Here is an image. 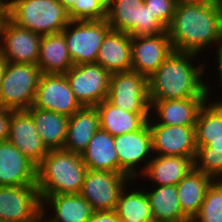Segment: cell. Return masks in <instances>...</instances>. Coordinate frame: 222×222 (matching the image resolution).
Returning <instances> with one entry per match:
<instances>
[{
	"label": "cell",
	"instance_id": "cell-11",
	"mask_svg": "<svg viewBox=\"0 0 222 222\" xmlns=\"http://www.w3.org/2000/svg\"><path fill=\"white\" fill-rule=\"evenodd\" d=\"M41 207L36 185L0 186V221L41 222Z\"/></svg>",
	"mask_w": 222,
	"mask_h": 222
},
{
	"label": "cell",
	"instance_id": "cell-1",
	"mask_svg": "<svg viewBox=\"0 0 222 222\" xmlns=\"http://www.w3.org/2000/svg\"><path fill=\"white\" fill-rule=\"evenodd\" d=\"M167 33L173 50L206 59L222 47V0L177 2Z\"/></svg>",
	"mask_w": 222,
	"mask_h": 222
},
{
	"label": "cell",
	"instance_id": "cell-13",
	"mask_svg": "<svg viewBox=\"0 0 222 222\" xmlns=\"http://www.w3.org/2000/svg\"><path fill=\"white\" fill-rule=\"evenodd\" d=\"M32 106L69 117L82 108L65 74H41Z\"/></svg>",
	"mask_w": 222,
	"mask_h": 222
},
{
	"label": "cell",
	"instance_id": "cell-39",
	"mask_svg": "<svg viewBox=\"0 0 222 222\" xmlns=\"http://www.w3.org/2000/svg\"><path fill=\"white\" fill-rule=\"evenodd\" d=\"M10 0H0V28L9 20Z\"/></svg>",
	"mask_w": 222,
	"mask_h": 222
},
{
	"label": "cell",
	"instance_id": "cell-20",
	"mask_svg": "<svg viewBox=\"0 0 222 222\" xmlns=\"http://www.w3.org/2000/svg\"><path fill=\"white\" fill-rule=\"evenodd\" d=\"M193 168L192 157L154 155L144 173L135 181L141 183L140 186H176Z\"/></svg>",
	"mask_w": 222,
	"mask_h": 222
},
{
	"label": "cell",
	"instance_id": "cell-34",
	"mask_svg": "<svg viewBox=\"0 0 222 222\" xmlns=\"http://www.w3.org/2000/svg\"><path fill=\"white\" fill-rule=\"evenodd\" d=\"M194 168L214 180H222V154L210 153L208 146H197Z\"/></svg>",
	"mask_w": 222,
	"mask_h": 222
},
{
	"label": "cell",
	"instance_id": "cell-23",
	"mask_svg": "<svg viewBox=\"0 0 222 222\" xmlns=\"http://www.w3.org/2000/svg\"><path fill=\"white\" fill-rule=\"evenodd\" d=\"M99 128L97 109L95 107H82L69 117L63 150L81 154Z\"/></svg>",
	"mask_w": 222,
	"mask_h": 222
},
{
	"label": "cell",
	"instance_id": "cell-27",
	"mask_svg": "<svg viewBox=\"0 0 222 222\" xmlns=\"http://www.w3.org/2000/svg\"><path fill=\"white\" fill-rule=\"evenodd\" d=\"M115 211L121 222L154 221L146 191L135 180L121 191Z\"/></svg>",
	"mask_w": 222,
	"mask_h": 222
},
{
	"label": "cell",
	"instance_id": "cell-26",
	"mask_svg": "<svg viewBox=\"0 0 222 222\" xmlns=\"http://www.w3.org/2000/svg\"><path fill=\"white\" fill-rule=\"evenodd\" d=\"M73 65L62 32L42 35L37 62L42 74H65Z\"/></svg>",
	"mask_w": 222,
	"mask_h": 222
},
{
	"label": "cell",
	"instance_id": "cell-31",
	"mask_svg": "<svg viewBox=\"0 0 222 222\" xmlns=\"http://www.w3.org/2000/svg\"><path fill=\"white\" fill-rule=\"evenodd\" d=\"M214 181L208 175L193 168L177 185L182 212L193 219L199 212L206 192Z\"/></svg>",
	"mask_w": 222,
	"mask_h": 222
},
{
	"label": "cell",
	"instance_id": "cell-43",
	"mask_svg": "<svg viewBox=\"0 0 222 222\" xmlns=\"http://www.w3.org/2000/svg\"><path fill=\"white\" fill-rule=\"evenodd\" d=\"M181 1H201V0H177V2H181Z\"/></svg>",
	"mask_w": 222,
	"mask_h": 222
},
{
	"label": "cell",
	"instance_id": "cell-9",
	"mask_svg": "<svg viewBox=\"0 0 222 222\" xmlns=\"http://www.w3.org/2000/svg\"><path fill=\"white\" fill-rule=\"evenodd\" d=\"M107 100L134 113H150L148 78L136 71L112 73Z\"/></svg>",
	"mask_w": 222,
	"mask_h": 222
},
{
	"label": "cell",
	"instance_id": "cell-19",
	"mask_svg": "<svg viewBox=\"0 0 222 222\" xmlns=\"http://www.w3.org/2000/svg\"><path fill=\"white\" fill-rule=\"evenodd\" d=\"M7 140L36 166L49 152L39 136L32 116L26 110L13 112Z\"/></svg>",
	"mask_w": 222,
	"mask_h": 222
},
{
	"label": "cell",
	"instance_id": "cell-4",
	"mask_svg": "<svg viewBox=\"0 0 222 222\" xmlns=\"http://www.w3.org/2000/svg\"><path fill=\"white\" fill-rule=\"evenodd\" d=\"M9 19L40 35L59 33L71 21L59 0H10Z\"/></svg>",
	"mask_w": 222,
	"mask_h": 222
},
{
	"label": "cell",
	"instance_id": "cell-10",
	"mask_svg": "<svg viewBox=\"0 0 222 222\" xmlns=\"http://www.w3.org/2000/svg\"><path fill=\"white\" fill-rule=\"evenodd\" d=\"M65 75L82 107H95L107 99L111 74L100 64L73 65Z\"/></svg>",
	"mask_w": 222,
	"mask_h": 222
},
{
	"label": "cell",
	"instance_id": "cell-37",
	"mask_svg": "<svg viewBox=\"0 0 222 222\" xmlns=\"http://www.w3.org/2000/svg\"><path fill=\"white\" fill-rule=\"evenodd\" d=\"M15 110L0 106V142L7 141L11 117Z\"/></svg>",
	"mask_w": 222,
	"mask_h": 222
},
{
	"label": "cell",
	"instance_id": "cell-14",
	"mask_svg": "<svg viewBox=\"0 0 222 222\" xmlns=\"http://www.w3.org/2000/svg\"><path fill=\"white\" fill-rule=\"evenodd\" d=\"M41 39L42 35L9 19L0 28V51L8 62L37 65Z\"/></svg>",
	"mask_w": 222,
	"mask_h": 222
},
{
	"label": "cell",
	"instance_id": "cell-42",
	"mask_svg": "<svg viewBox=\"0 0 222 222\" xmlns=\"http://www.w3.org/2000/svg\"><path fill=\"white\" fill-rule=\"evenodd\" d=\"M106 9L110 6L112 0H98Z\"/></svg>",
	"mask_w": 222,
	"mask_h": 222
},
{
	"label": "cell",
	"instance_id": "cell-38",
	"mask_svg": "<svg viewBox=\"0 0 222 222\" xmlns=\"http://www.w3.org/2000/svg\"><path fill=\"white\" fill-rule=\"evenodd\" d=\"M88 222H121L115 210L95 211Z\"/></svg>",
	"mask_w": 222,
	"mask_h": 222
},
{
	"label": "cell",
	"instance_id": "cell-24",
	"mask_svg": "<svg viewBox=\"0 0 222 222\" xmlns=\"http://www.w3.org/2000/svg\"><path fill=\"white\" fill-rule=\"evenodd\" d=\"M99 114L100 128L111 136H119L141 129L150 113H134L115 107L107 99L95 106Z\"/></svg>",
	"mask_w": 222,
	"mask_h": 222
},
{
	"label": "cell",
	"instance_id": "cell-36",
	"mask_svg": "<svg viewBox=\"0 0 222 222\" xmlns=\"http://www.w3.org/2000/svg\"><path fill=\"white\" fill-rule=\"evenodd\" d=\"M177 0H144V5L167 28L174 16Z\"/></svg>",
	"mask_w": 222,
	"mask_h": 222
},
{
	"label": "cell",
	"instance_id": "cell-41",
	"mask_svg": "<svg viewBox=\"0 0 222 222\" xmlns=\"http://www.w3.org/2000/svg\"><path fill=\"white\" fill-rule=\"evenodd\" d=\"M76 0H59V2L69 11L73 5L75 4Z\"/></svg>",
	"mask_w": 222,
	"mask_h": 222
},
{
	"label": "cell",
	"instance_id": "cell-35",
	"mask_svg": "<svg viewBox=\"0 0 222 222\" xmlns=\"http://www.w3.org/2000/svg\"><path fill=\"white\" fill-rule=\"evenodd\" d=\"M68 15L74 21H97L106 19V8L98 0H76Z\"/></svg>",
	"mask_w": 222,
	"mask_h": 222
},
{
	"label": "cell",
	"instance_id": "cell-40",
	"mask_svg": "<svg viewBox=\"0 0 222 222\" xmlns=\"http://www.w3.org/2000/svg\"><path fill=\"white\" fill-rule=\"evenodd\" d=\"M7 63H8L7 59L4 57V55L0 51V84H1Z\"/></svg>",
	"mask_w": 222,
	"mask_h": 222
},
{
	"label": "cell",
	"instance_id": "cell-22",
	"mask_svg": "<svg viewBox=\"0 0 222 222\" xmlns=\"http://www.w3.org/2000/svg\"><path fill=\"white\" fill-rule=\"evenodd\" d=\"M96 63L110 74L130 71L131 36L111 29L103 39Z\"/></svg>",
	"mask_w": 222,
	"mask_h": 222
},
{
	"label": "cell",
	"instance_id": "cell-29",
	"mask_svg": "<svg viewBox=\"0 0 222 222\" xmlns=\"http://www.w3.org/2000/svg\"><path fill=\"white\" fill-rule=\"evenodd\" d=\"M33 119L39 136L49 150L63 149L69 116L31 106L26 110Z\"/></svg>",
	"mask_w": 222,
	"mask_h": 222
},
{
	"label": "cell",
	"instance_id": "cell-44",
	"mask_svg": "<svg viewBox=\"0 0 222 222\" xmlns=\"http://www.w3.org/2000/svg\"><path fill=\"white\" fill-rule=\"evenodd\" d=\"M184 222H196V221L194 219H188V220H186Z\"/></svg>",
	"mask_w": 222,
	"mask_h": 222
},
{
	"label": "cell",
	"instance_id": "cell-33",
	"mask_svg": "<svg viewBox=\"0 0 222 222\" xmlns=\"http://www.w3.org/2000/svg\"><path fill=\"white\" fill-rule=\"evenodd\" d=\"M215 55V56H214ZM212 58H214L213 63L209 62ZM208 59V60H207ZM206 70L211 69V71H206V95H207V101H209L210 103L217 105V106H221L222 107V47L215 52L214 54L211 55V57H207L206 58ZM210 64H209V63ZM211 65V66H210ZM208 66V67H207ZM215 66V67H214ZM216 70V71H215ZM214 72V74H213ZM210 74V75H209ZM212 75V76H211ZM210 76V77H209ZM215 76V77H213ZM212 77V79H211ZM211 79V81H210ZM216 84H213V82ZM213 87V88H212ZM217 87V88H216ZM217 89V90H216ZM219 89V90H218ZM217 93H216V91ZM216 93V94H215ZM218 94V95H217ZM218 96V97H217ZM217 97V98H216Z\"/></svg>",
	"mask_w": 222,
	"mask_h": 222
},
{
	"label": "cell",
	"instance_id": "cell-17",
	"mask_svg": "<svg viewBox=\"0 0 222 222\" xmlns=\"http://www.w3.org/2000/svg\"><path fill=\"white\" fill-rule=\"evenodd\" d=\"M207 98L150 100L148 124L195 126L201 107Z\"/></svg>",
	"mask_w": 222,
	"mask_h": 222
},
{
	"label": "cell",
	"instance_id": "cell-7",
	"mask_svg": "<svg viewBox=\"0 0 222 222\" xmlns=\"http://www.w3.org/2000/svg\"><path fill=\"white\" fill-rule=\"evenodd\" d=\"M110 30L106 19L71 20L61 32L74 65L96 63L100 46Z\"/></svg>",
	"mask_w": 222,
	"mask_h": 222
},
{
	"label": "cell",
	"instance_id": "cell-28",
	"mask_svg": "<svg viewBox=\"0 0 222 222\" xmlns=\"http://www.w3.org/2000/svg\"><path fill=\"white\" fill-rule=\"evenodd\" d=\"M196 146H208L210 153L222 154V107L206 101L195 123Z\"/></svg>",
	"mask_w": 222,
	"mask_h": 222
},
{
	"label": "cell",
	"instance_id": "cell-32",
	"mask_svg": "<svg viewBox=\"0 0 222 222\" xmlns=\"http://www.w3.org/2000/svg\"><path fill=\"white\" fill-rule=\"evenodd\" d=\"M196 222H222V180H214L208 188Z\"/></svg>",
	"mask_w": 222,
	"mask_h": 222
},
{
	"label": "cell",
	"instance_id": "cell-16",
	"mask_svg": "<svg viewBox=\"0 0 222 222\" xmlns=\"http://www.w3.org/2000/svg\"><path fill=\"white\" fill-rule=\"evenodd\" d=\"M172 52L167 31L158 35L131 37V70L149 78Z\"/></svg>",
	"mask_w": 222,
	"mask_h": 222
},
{
	"label": "cell",
	"instance_id": "cell-12",
	"mask_svg": "<svg viewBox=\"0 0 222 222\" xmlns=\"http://www.w3.org/2000/svg\"><path fill=\"white\" fill-rule=\"evenodd\" d=\"M130 181L120 173L88 169L79 194L95 211L115 210L121 191Z\"/></svg>",
	"mask_w": 222,
	"mask_h": 222
},
{
	"label": "cell",
	"instance_id": "cell-8",
	"mask_svg": "<svg viewBox=\"0 0 222 222\" xmlns=\"http://www.w3.org/2000/svg\"><path fill=\"white\" fill-rule=\"evenodd\" d=\"M119 159V173L131 180L138 179L152 159V140L148 122L138 131L114 137Z\"/></svg>",
	"mask_w": 222,
	"mask_h": 222
},
{
	"label": "cell",
	"instance_id": "cell-5",
	"mask_svg": "<svg viewBox=\"0 0 222 222\" xmlns=\"http://www.w3.org/2000/svg\"><path fill=\"white\" fill-rule=\"evenodd\" d=\"M41 74L37 65L8 62L0 84V106L15 111L29 109Z\"/></svg>",
	"mask_w": 222,
	"mask_h": 222
},
{
	"label": "cell",
	"instance_id": "cell-25",
	"mask_svg": "<svg viewBox=\"0 0 222 222\" xmlns=\"http://www.w3.org/2000/svg\"><path fill=\"white\" fill-rule=\"evenodd\" d=\"M81 158L90 170L119 173V159L115 149L114 137L99 128L92 136Z\"/></svg>",
	"mask_w": 222,
	"mask_h": 222
},
{
	"label": "cell",
	"instance_id": "cell-21",
	"mask_svg": "<svg viewBox=\"0 0 222 222\" xmlns=\"http://www.w3.org/2000/svg\"><path fill=\"white\" fill-rule=\"evenodd\" d=\"M37 166L8 140L0 142V186L36 185Z\"/></svg>",
	"mask_w": 222,
	"mask_h": 222
},
{
	"label": "cell",
	"instance_id": "cell-15",
	"mask_svg": "<svg viewBox=\"0 0 222 222\" xmlns=\"http://www.w3.org/2000/svg\"><path fill=\"white\" fill-rule=\"evenodd\" d=\"M153 155L182 156L195 159V126L149 124Z\"/></svg>",
	"mask_w": 222,
	"mask_h": 222
},
{
	"label": "cell",
	"instance_id": "cell-30",
	"mask_svg": "<svg viewBox=\"0 0 222 222\" xmlns=\"http://www.w3.org/2000/svg\"><path fill=\"white\" fill-rule=\"evenodd\" d=\"M156 222H184L189 218L182 212L175 185L143 186Z\"/></svg>",
	"mask_w": 222,
	"mask_h": 222
},
{
	"label": "cell",
	"instance_id": "cell-6",
	"mask_svg": "<svg viewBox=\"0 0 222 222\" xmlns=\"http://www.w3.org/2000/svg\"><path fill=\"white\" fill-rule=\"evenodd\" d=\"M106 20L112 30L131 37L158 35L167 28L144 5V0H112L106 9Z\"/></svg>",
	"mask_w": 222,
	"mask_h": 222
},
{
	"label": "cell",
	"instance_id": "cell-2",
	"mask_svg": "<svg viewBox=\"0 0 222 222\" xmlns=\"http://www.w3.org/2000/svg\"><path fill=\"white\" fill-rule=\"evenodd\" d=\"M200 56L173 50L148 78L149 99L207 98L206 59Z\"/></svg>",
	"mask_w": 222,
	"mask_h": 222
},
{
	"label": "cell",
	"instance_id": "cell-3",
	"mask_svg": "<svg viewBox=\"0 0 222 222\" xmlns=\"http://www.w3.org/2000/svg\"><path fill=\"white\" fill-rule=\"evenodd\" d=\"M87 171L81 154L49 150L37 166L36 186L41 201L50 195L80 193Z\"/></svg>",
	"mask_w": 222,
	"mask_h": 222
},
{
	"label": "cell",
	"instance_id": "cell-18",
	"mask_svg": "<svg viewBox=\"0 0 222 222\" xmlns=\"http://www.w3.org/2000/svg\"><path fill=\"white\" fill-rule=\"evenodd\" d=\"M94 213L79 193L50 195L42 200L41 222H88Z\"/></svg>",
	"mask_w": 222,
	"mask_h": 222
}]
</instances>
